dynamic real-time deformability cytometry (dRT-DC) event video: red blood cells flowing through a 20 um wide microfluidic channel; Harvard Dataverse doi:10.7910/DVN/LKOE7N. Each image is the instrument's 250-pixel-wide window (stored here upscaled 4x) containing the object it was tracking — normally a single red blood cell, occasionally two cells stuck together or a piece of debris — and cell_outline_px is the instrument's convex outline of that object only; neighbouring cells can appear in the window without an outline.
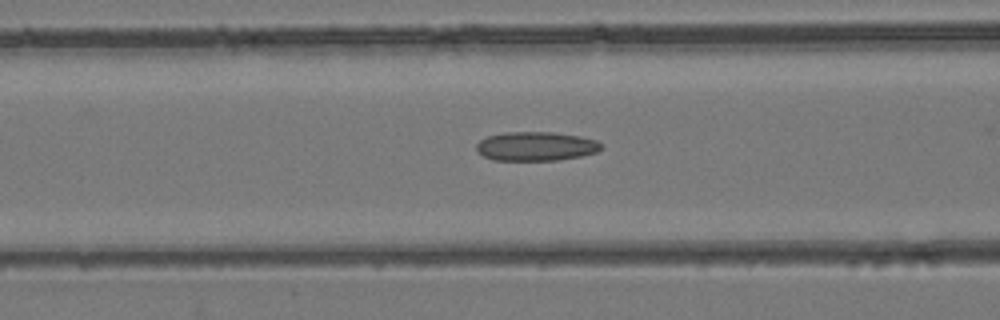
{"species": "common noctule bat (a hibernating species)", "species_latin": "Nyctalus noctula", "temperature_condition": "room temperature", "stored_images_in_passage": 36, "camera_frame_rate_fps": 3000, "um_per_image_px": 0.085, "animal": {"sex": "female", "body_mass_g": 24.6, "forearm_length_mm": 56.2}, "frame": {"image": 1, "passage_image": 9, "time_ms": 2.667, "image_size_px": [1000, 320], "cell_outline_px": [[600, 148], [596, 152], [580, 156], [560, 160], [492, 160], [476, 152], [476, 144], [480, 140], [488, 136], [504, 132], [552, 132], [580, 136], [596, 140], [600, 144]], "centroid_in_image_um": [45.5, 12.43], "position_along_channel_um": 121.1, "area_um2": 21.1}}
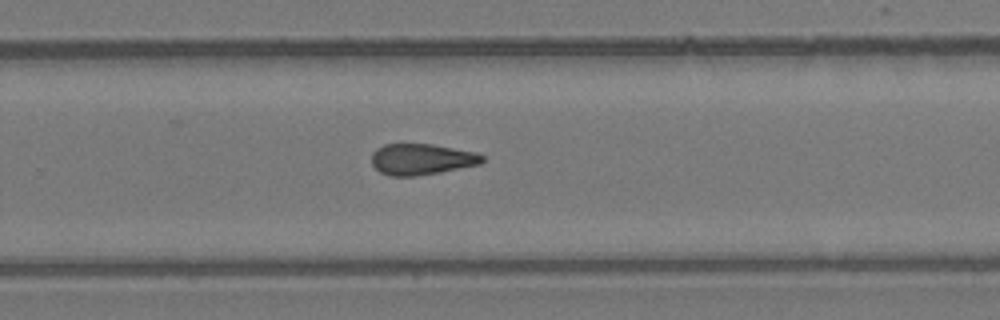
{"frame": {"image": 2, "passage_image": 20, "time_ms": 6.333, "image_size_px": [1000, 320], "cell_outline_px": [[484, 160], [480, 164], [440, 172], [416, 176], [392, 176], [380, 172], [372, 164], [372, 152], [376, 148], [384, 144], [432, 144], [476, 152], [484, 156]], "centroid_in_image_um": [35.83, 13.53], "position_along_channel_um": 294.0, "area_um2": 20.06}}
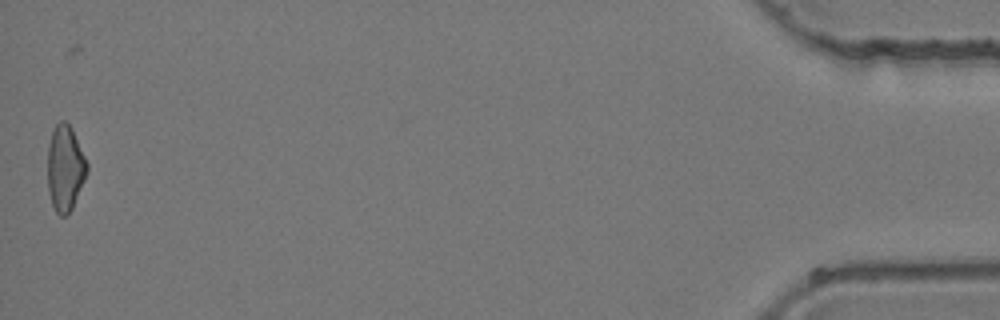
{"frame": {"image": 3, "passage_image": 35, "time_ms": 11.333, "image_size_px": [1000, 320], "cell_outline_px": [[88, 172], [72, 208], [64, 216], [60, 216], [56, 212], [52, 204], [48, 188], [48, 144], [52, 132], [56, 124], [60, 120], [64, 120], [72, 128], [88, 164]], "centroid_in_image_um": [5.54, 14.27], "position_along_channel_um": 429.7, "area_um2": 19.59}}